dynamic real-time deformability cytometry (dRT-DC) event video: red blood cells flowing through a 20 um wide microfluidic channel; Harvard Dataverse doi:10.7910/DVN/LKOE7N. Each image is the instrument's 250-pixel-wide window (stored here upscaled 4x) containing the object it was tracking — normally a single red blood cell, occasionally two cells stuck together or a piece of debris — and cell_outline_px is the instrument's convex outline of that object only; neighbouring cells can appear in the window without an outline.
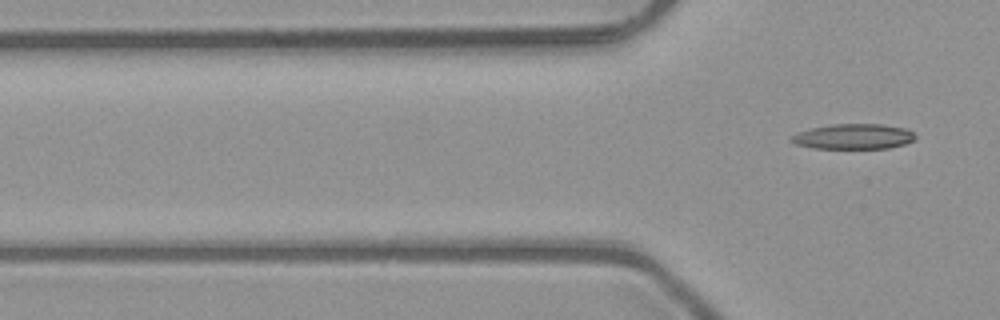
{"species": "common noctule bat (a hibernating species)", "species_latin": "Nyctalus noctula", "temperature_condition": "room temperature", "stored_images_in_passage": 3, "camera_frame_rate_fps": 3000, "um_per_image_px": 0.085, "animal": {"sex": "male", "body_mass_g": 23.1, "forearm_length_mm": 52.7}, "frame": {"image": 1, "passage_image": 3, "time_ms": 0.667, "image_size_px": [1000, 320], "cell_outline_px": [[916, 140], [904, 144], [888, 148], [812, 148], [796, 144], [792, 140], [792, 136], [796, 132], [812, 128], [832, 124], [880, 124], [904, 128], [912, 132], [916, 136]], "centroid_in_image_um": [72.57, 11.6], "position_along_channel_um": 53.2, "area_um2": 18.09}}